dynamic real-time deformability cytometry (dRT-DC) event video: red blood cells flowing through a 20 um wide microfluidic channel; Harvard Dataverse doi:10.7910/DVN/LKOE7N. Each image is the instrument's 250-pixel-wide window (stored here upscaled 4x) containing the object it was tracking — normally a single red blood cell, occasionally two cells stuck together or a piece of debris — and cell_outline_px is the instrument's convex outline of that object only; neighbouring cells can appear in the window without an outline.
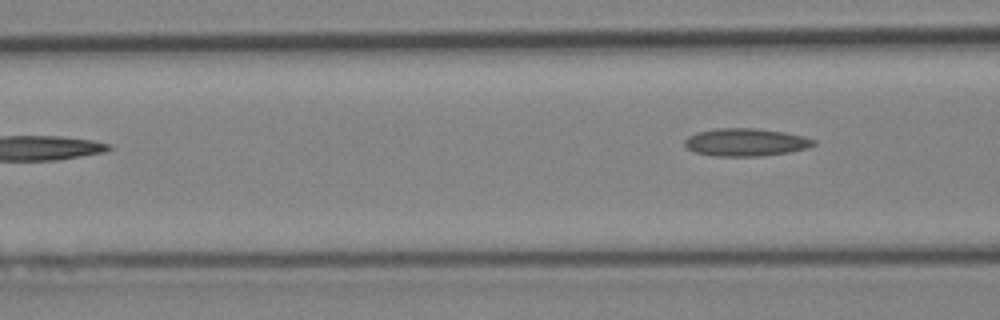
{"species": "Egyptian fruit bat (a non-hibernating species)", "species_latin": "Rousettus aegyptiacus", "temperature_condition": "cold", "stored_images_in_passage": 3, "camera_frame_rate_fps": 3000, "um_per_image_px": 0.085, "animal": {"sex": "female"}, "frame": {"image": 1, "passage_image": 3, "time_ms": 2.333, "image_size_px": [1000, 320], "cell_outline_px": [[816, 144], [808, 148], [788, 152], [760, 156], [712, 156], [692, 152], [684, 144], [684, 140], [688, 136], [696, 132], [716, 128], [756, 128], [784, 132], [804, 136], [816, 140]], "centroid_in_image_um": [63.36, 12.09], "position_along_channel_um": 103.2, "area_um2": 21.04}}